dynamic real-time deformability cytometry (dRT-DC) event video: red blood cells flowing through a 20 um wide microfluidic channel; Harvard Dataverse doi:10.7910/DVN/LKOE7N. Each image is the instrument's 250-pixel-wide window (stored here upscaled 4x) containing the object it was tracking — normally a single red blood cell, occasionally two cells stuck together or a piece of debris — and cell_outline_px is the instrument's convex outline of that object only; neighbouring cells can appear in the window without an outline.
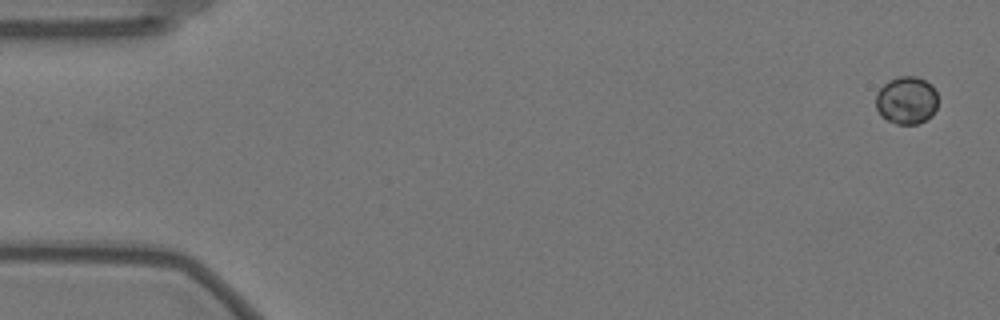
{"species": "Egyptian fruit bat (a non-hibernating species)", "species_latin": "Rousettus aegyptiacus", "temperature_condition": "warm", "stored_images_in_passage": 15, "camera_frame_rate_fps": 3000, "um_per_image_px": 0.085, "animal": {"sex": "female"}, "frame": {"image": 1, "passage_image": 1, "time_ms": 0.0, "image_size_px": [1000, 320], "cell_outline_px": [[936, 108], [932, 116], [916, 124], [896, 124], [880, 116], [876, 108], [876, 92], [888, 80], [900, 76], [916, 76], [932, 84], [936, 92]], "centroid_in_image_um": [77.03, 8.52], "position_along_channel_um": 8.0, "area_um2": 17.34}}
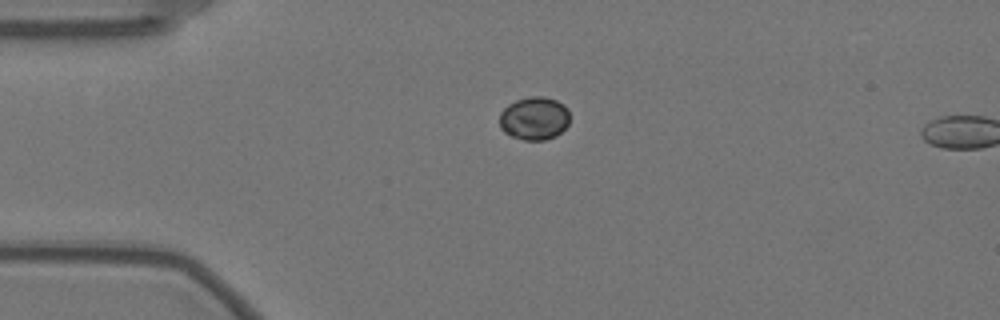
{"frame": {"image": 2, "passage_image": 13, "time_ms": 4.0, "image_size_px": [1000, 320], "cell_outline_px": [[568, 124], [556, 136], [544, 140], [524, 140], [512, 136], [504, 132], [500, 128], [500, 112], [508, 104], [516, 100], [532, 96], [544, 96], [556, 100], [564, 104], [568, 108]], "centroid_in_image_um": [45.41, 10.05], "position_along_channel_um": 39.6, "area_um2": 17.69}}